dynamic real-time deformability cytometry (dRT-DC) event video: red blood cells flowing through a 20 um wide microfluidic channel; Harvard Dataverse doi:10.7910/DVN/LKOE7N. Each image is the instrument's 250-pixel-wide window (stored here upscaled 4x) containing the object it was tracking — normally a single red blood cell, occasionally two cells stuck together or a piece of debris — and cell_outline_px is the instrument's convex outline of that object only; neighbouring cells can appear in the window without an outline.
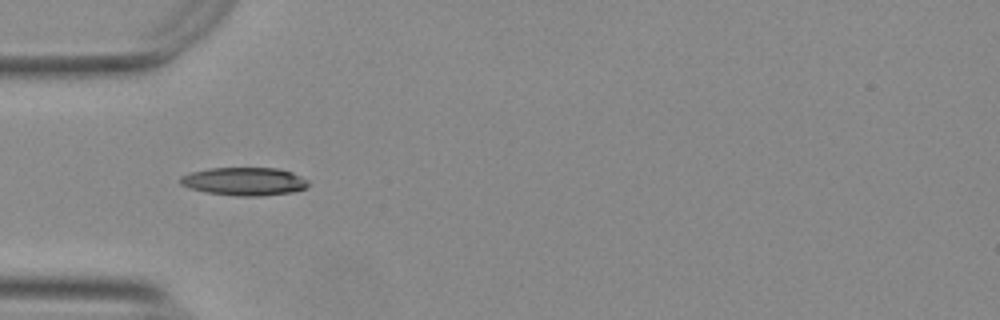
{"species": "Egyptian fruit bat (a non-hibernating species)", "species_latin": "Rousettus aegyptiacus", "temperature_condition": "warm", "stored_images_in_passage": 38, "camera_frame_rate_fps": 3000, "um_per_image_px": 0.085, "animal": {"sex": "female"}, "frame": {"image": 1, "passage_image": 1, "time_ms": 0.0, "image_size_px": [1000, 320], "cell_outline_px": [[308, 188], [292, 192], [256, 196], [236, 196], [208, 192], [192, 188], [180, 184], [180, 176], [192, 172], [208, 168], [276, 168], [292, 172], [300, 176], [308, 184]], "centroid_in_image_um": [20.76, 15.41], "position_along_channel_um": 64.2, "area_um2": 20.69}}
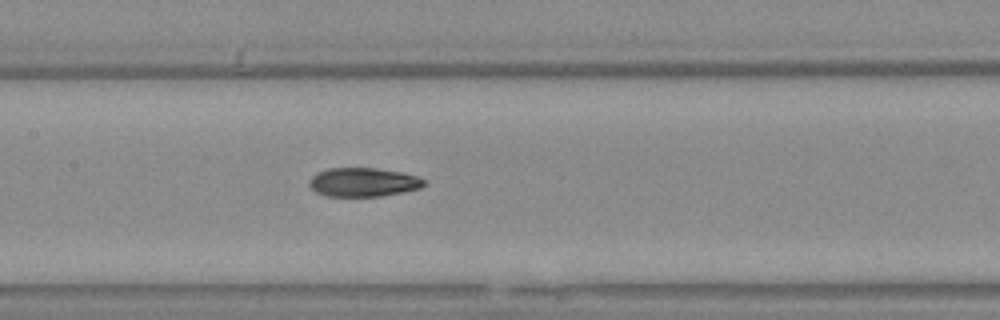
{"frame": {"image": 2, "passage_image": 10, "time_ms": 3.0, "image_size_px": [1000, 320], "cell_outline_px": [[424, 184], [420, 188], [404, 192], [380, 196], [328, 196], [316, 192], [308, 184], [312, 176], [316, 172], [328, 168], [376, 168], [404, 172], [420, 176], [424, 180]], "centroid_in_image_um": [30.89, 15.47], "position_along_channel_um": 176.5, "area_um2": 19.42}}
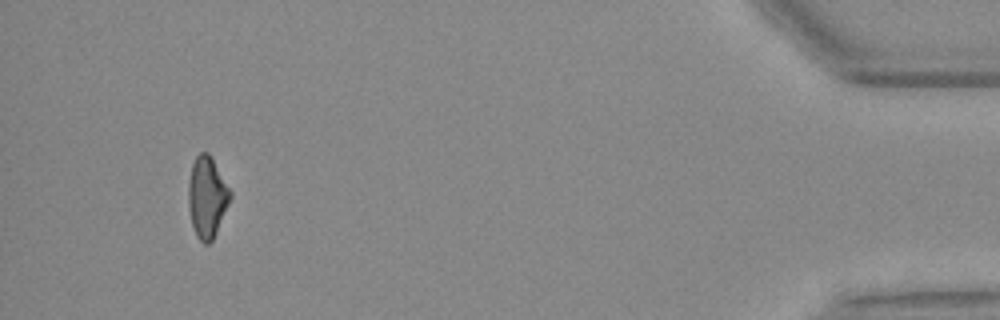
{"frame": {"image": 3, "passage_image": 35, "time_ms": 11.333, "image_size_px": [1000, 320], "cell_outline_px": [[232, 196], [216, 232], [212, 240], [208, 244], [204, 244], [196, 236], [192, 224], [188, 208], [188, 184], [192, 164], [196, 156], [200, 152], [208, 152], [232, 192]], "centroid_in_image_um": [17.59, 16.75], "position_along_channel_um": 417.6, "area_um2": 19.65}, "authors_computed_cell_mechanics": {"area_um2": 19.941, "velocity_mm_per_s": 3.7671, "shape_relaxation_time_tau1_ms": null, "shape_relaxation_time_tau2_ms": 6.1141, "deformation_change_tau1": null, "deformation_change_tau2": 0.1332}}